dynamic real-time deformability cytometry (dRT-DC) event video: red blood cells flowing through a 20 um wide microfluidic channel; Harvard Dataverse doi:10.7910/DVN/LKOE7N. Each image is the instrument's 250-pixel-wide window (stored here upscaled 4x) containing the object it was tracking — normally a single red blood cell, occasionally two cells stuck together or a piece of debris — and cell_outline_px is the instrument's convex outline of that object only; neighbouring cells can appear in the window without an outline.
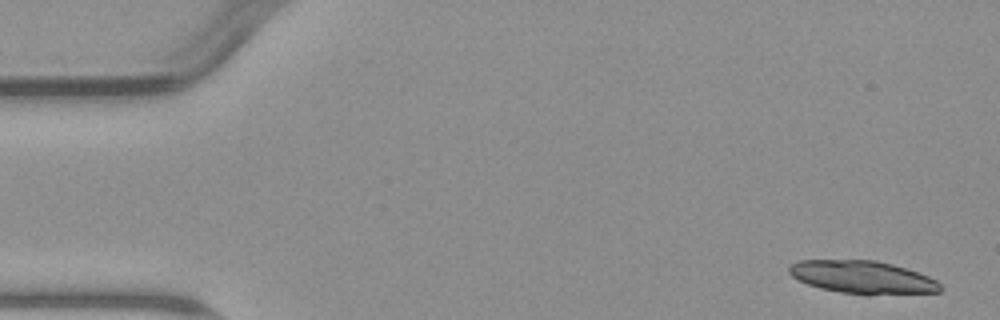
{"species": "common noctule bat (a hibernating species)", "species_latin": "Nyctalus noctula", "temperature_condition": "warm", "stored_images_in_passage": 4, "camera_frame_rate_fps": 3000, "um_per_image_px": 0.085, "animal": {"sex": "male", "body_mass_g": 23.1, "forearm_length_mm": 52.7}, "frame": {"image": 1, "passage_image": 1, "time_ms": 0.0, "image_size_px": [1000, 320], "cell_outline_px": [[944, 288], [940, 292], [868, 296], [840, 292], [820, 288], [808, 284], [792, 276], [788, 272], [788, 268], [792, 264], [800, 260], [876, 260], [892, 264], [928, 276], [936, 280]], "centroid_in_image_um": [73.35, 23.59], "position_along_channel_um": 11.6, "area_um2": 29.19}}